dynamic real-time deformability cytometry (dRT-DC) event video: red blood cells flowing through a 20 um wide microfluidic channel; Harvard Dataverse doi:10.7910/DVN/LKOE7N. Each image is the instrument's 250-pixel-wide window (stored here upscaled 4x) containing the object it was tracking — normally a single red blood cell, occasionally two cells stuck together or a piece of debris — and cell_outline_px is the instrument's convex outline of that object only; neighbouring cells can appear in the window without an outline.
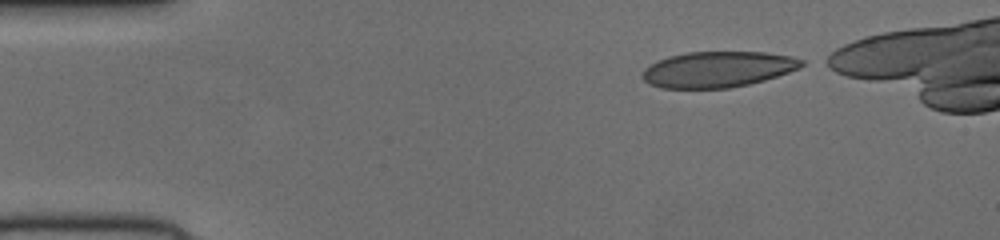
{"species": "human", "species_latin": "Homo sapiens", "temperature_condition": "cold", "stored_images_in_passage": 40, "camera_frame_rate_fps": 3000, "um_per_image_px": 0.085, "donor": {"sex": "female"}, "frame": {"image": 1, "passage_image": 1, "time_ms": 0.0, "image_size_px": [1000, 240], "cell_outline_px": [[804, 64], [788, 72], [764, 80], [748, 84], [728, 88], [660, 88], [644, 80], [644, 68], [656, 60], [668, 56], [688, 52], [764, 52], [792, 56], [804, 60]], "centroid_in_image_um": [61.0, 5.88], "position_along_channel_um": 24.0, "area_um2": 33.0}}
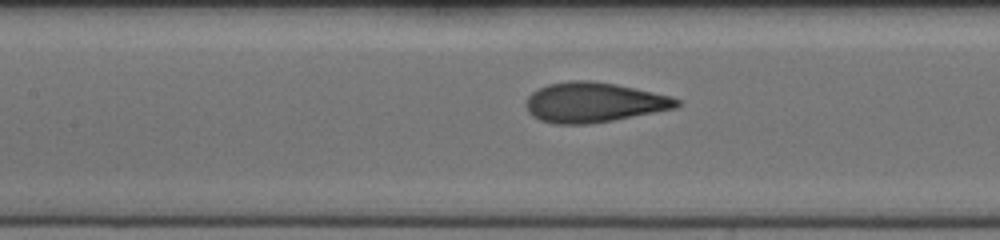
{"frame": {"image": 2, "passage_image": 17, "time_ms": 5.333, "image_size_px": [1000, 240], "cell_outline_px": [[680, 104], [676, 108], [612, 120], [588, 124], [552, 124], [540, 120], [532, 116], [528, 112], [528, 96], [532, 92], [548, 84], [568, 80], [592, 80], [616, 84], [636, 88], [668, 96], [680, 100]], "centroid_in_image_um": [50.46, 8.7], "position_along_channel_um": 156.9, "area_um2": 34.85}}
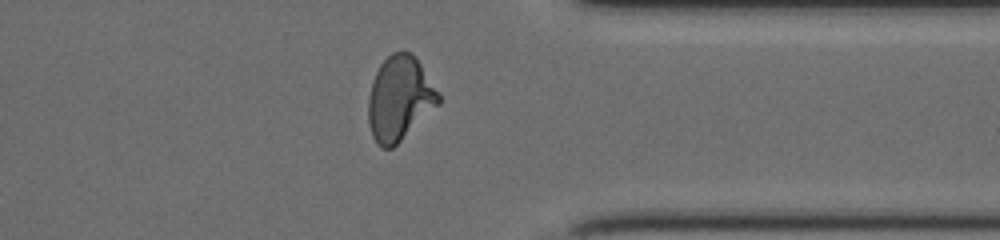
{"frame": {"image": 3, "passage_image": 34, "time_ms": 11.0, "image_size_px": [1000, 240], "cell_outline_px": [[440, 104], [392, 148], [384, 148], [372, 136], [368, 120], [368, 100], [372, 84], [376, 72], [380, 64], [392, 52], [412, 52], [416, 56], [440, 92]], "centroid_in_image_um": [34.0, 8.34], "position_along_channel_um": 377.4, "area_um2": 34.45}}